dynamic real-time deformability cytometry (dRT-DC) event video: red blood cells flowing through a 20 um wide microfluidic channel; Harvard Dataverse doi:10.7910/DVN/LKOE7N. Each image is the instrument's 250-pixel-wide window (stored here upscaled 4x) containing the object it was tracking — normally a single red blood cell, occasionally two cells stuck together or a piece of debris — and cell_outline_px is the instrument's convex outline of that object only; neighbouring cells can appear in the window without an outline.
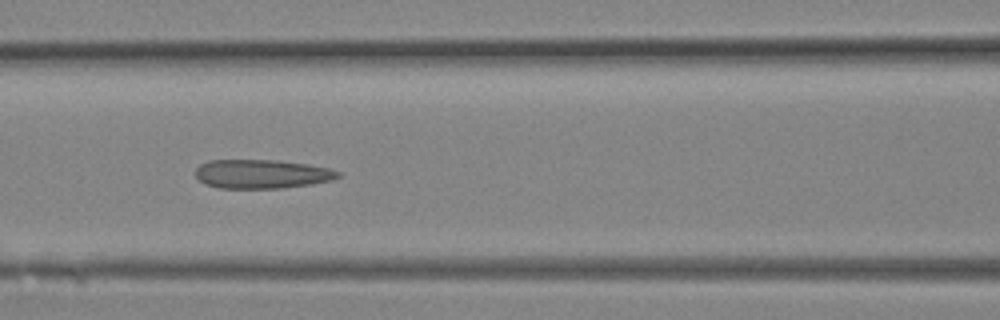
{"species": "Egyptian fruit bat (a non-hibernating species)", "species_latin": "Rousettus aegyptiacus", "temperature_condition": "room temperature", "stored_images_in_passage": 13, "camera_frame_rate_fps": 3000, "um_per_image_px": 0.085, "animal": {"sex": "female"}, "frame": {"image": 1, "passage_image": 10, "time_ms": 3.0, "image_size_px": [1000, 320], "cell_outline_px": [[340, 176], [332, 180], [312, 184], [284, 188], [220, 188], [204, 184], [196, 176], [196, 168], [200, 164], [208, 160], [276, 160], [308, 164], [328, 168], [340, 172]], "centroid_in_image_um": [22.25, 14.79], "position_along_channel_um": 144.4, "area_um2": 24.1}}
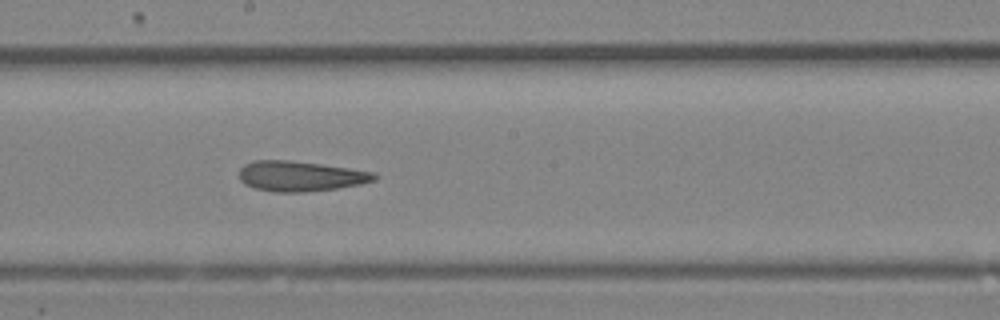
{"frame": {"image": 2, "passage_image": 13, "time_ms": 4.0, "image_size_px": [1000, 320], "cell_outline_px": [[380, 176], [376, 180], [360, 184], [340, 188], [304, 192], [276, 192], [256, 188], [244, 184], [240, 180], [240, 168], [244, 164], [252, 160], [288, 160], [320, 164], [376, 172]], "centroid_in_image_um": [25.56, 14.97], "position_along_channel_um": 222.6, "area_um2": 23.93}}